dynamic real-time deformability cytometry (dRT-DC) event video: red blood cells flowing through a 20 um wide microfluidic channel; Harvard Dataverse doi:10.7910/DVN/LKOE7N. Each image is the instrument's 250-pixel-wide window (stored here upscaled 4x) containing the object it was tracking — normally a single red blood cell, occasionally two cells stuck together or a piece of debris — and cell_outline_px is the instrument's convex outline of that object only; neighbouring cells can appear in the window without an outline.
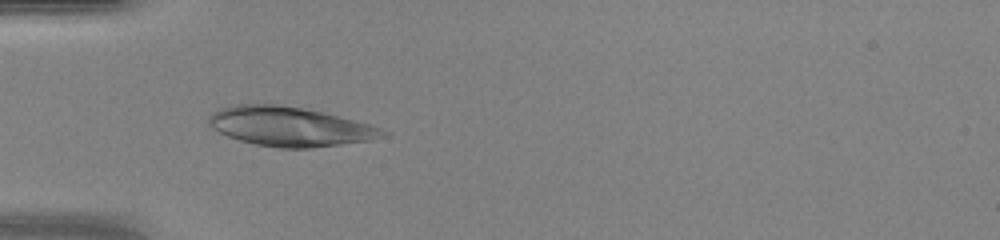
{"species": "human", "species_latin": "Homo sapiens", "temperature_condition": "warm", "stored_images_in_passage": 37, "camera_frame_rate_fps": 3000, "um_per_image_px": 0.085, "donor": {"sex": "female"}, "frame": {"image": 1, "passage_image": 5, "time_ms": 1.333, "image_size_px": [1000, 240], "cell_outline_px": [[392, 132], [384, 136], [368, 140], [312, 148], [280, 148], [256, 144], [240, 140], [228, 136], [212, 128], [208, 124], [208, 116], [212, 112], [220, 108], [232, 104], [276, 104], [304, 108], [324, 112], [368, 124]], "centroid_in_image_um": [24.6, 10.74], "position_along_channel_um": 60.4, "area_um2": 39.82}}
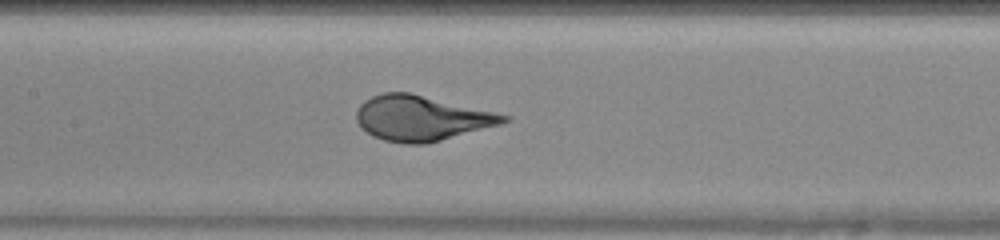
{"frame": {"image": 2, "passage_image": 13, "time_ms": 4.0, "image_size_px": [1000, 240], "cell_outline_px": [[512, 120], [500, 124], [440, 140], [424, 144], [404, 144], [384, 140], [372, 136], [360, 128], [356, 120], [356, 112], [360, 104], [364, 100], [372, 96], [384, 92], [408, 92], [512, 116]], "centroid_in_image_um": [35.78, 10.04], "position_along_channel_um": 171.6, "area_um2": 38.55}}
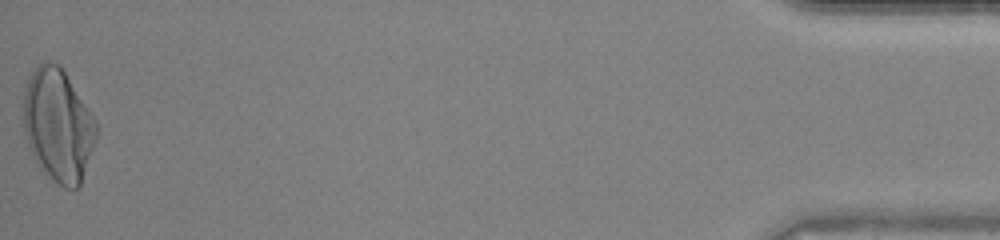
{"frame": {"image": 3, "passage_image": 37, "time_ms": 12.0, "image_size_px": [1000, 240], "cell_outline_px": [[96, 140], [80, 184], [76, 188], [64, 188], [44, 172], [40, 168], [28, 144], [24, 132], [24, 92], [28, 80], [32, 72], [40, 64], [60, 64], [96, 120]], "centroid_in_image_um": [4.95, 10.65], "position_along_channel_um": 430.3, "area_um2": 47.05}}